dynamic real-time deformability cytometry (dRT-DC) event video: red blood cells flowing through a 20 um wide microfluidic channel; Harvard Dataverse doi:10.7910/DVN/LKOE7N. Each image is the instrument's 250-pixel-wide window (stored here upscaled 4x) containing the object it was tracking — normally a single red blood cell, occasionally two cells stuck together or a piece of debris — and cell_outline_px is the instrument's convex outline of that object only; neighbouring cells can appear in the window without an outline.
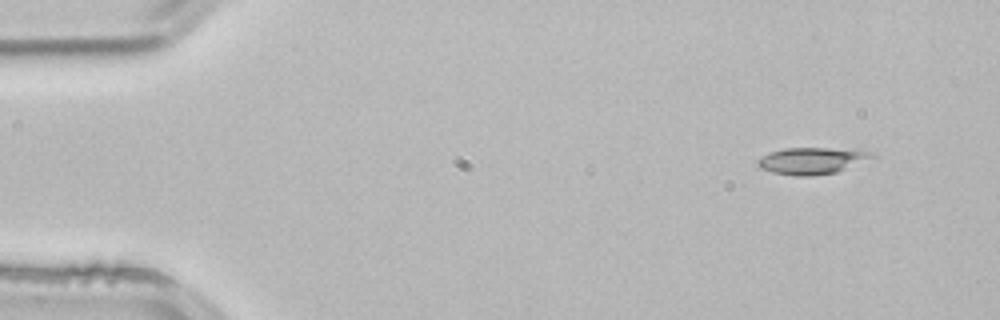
{"species": "common noctule bat (a hibernating species)", "species_latin": "Nyctalus noctula", "temperature_condition": "room temperature", "stored_images_in_passage": 3, "camera_frame_rate_fps": 3000, "um_per_image_px": 0.085, "animal": {"sex": "male", "body_mass_g": 21.5, "forearm_length_mm": 52.0}, "frame": {"image": 1, "passage_image": 1, "time_ms": 0.0, "image_size_px": [1000, 320], "cell_outline_px": [[876, 160], [836, 172], [812, 176], [796, 176], [772, 172], [760, 168], [756, 164], [756, 160], [760, 156], [784, 148], [860, 148], [872, 152], [876, 156]], "centroid_in_image_um": [69.16, 13.65], "position_along_channel_um": 15.8, "area_um2": 18.55}}
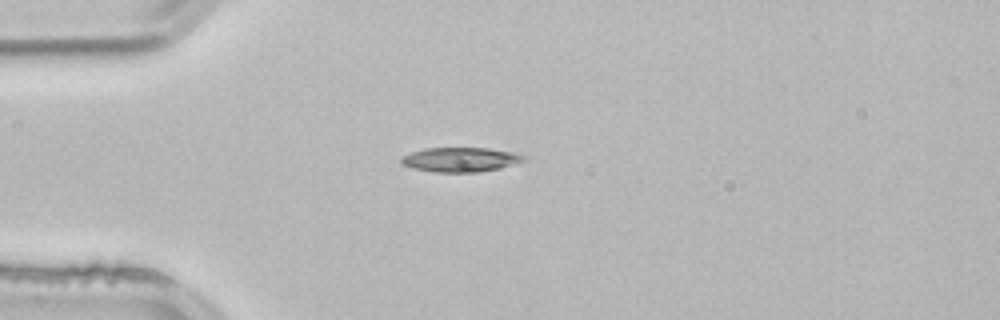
{"frame": {"image": 2, "passage_image": 3, "time_ms": 0.667, "image_size_px": [1000, 320], "cell_outline_px": [[528, 156], [524, 160], [500, 168], [480, 172], [436, 172], [412, 168], [400, 164], [400, 156], [424, 148], [488, 148], [516, 152]], "centroid_in_image_um": [39.12, 13.56], "position_along_channel_um": 45.9, "area_um2": 17.63}}